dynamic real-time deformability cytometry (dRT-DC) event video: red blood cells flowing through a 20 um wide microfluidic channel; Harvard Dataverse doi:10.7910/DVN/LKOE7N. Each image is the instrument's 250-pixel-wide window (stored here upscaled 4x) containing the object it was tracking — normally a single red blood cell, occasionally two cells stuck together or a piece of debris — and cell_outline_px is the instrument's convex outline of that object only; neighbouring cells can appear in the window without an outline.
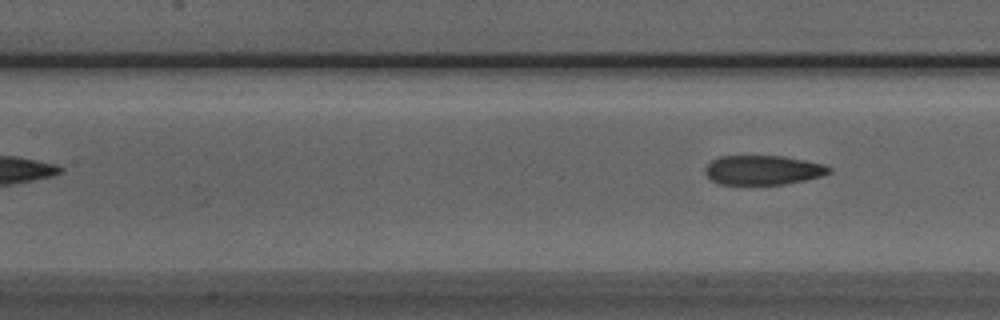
{"species": "Egyptian fruit bat (a non-hibernating species)", "species_latin": "Rousettus aegyptiacus", "temperature_condition": "room temperature", "stored_images_in_passage": 5, "camera_frame_rate_fps": 3000, "um_per_image_px": 0.085, "animal": {"sex": "male"}, "frame": {"image": 1, "passage_image": 5, "time_ms": 1.333, "image_size_px": [1000, 320], "cell_outline_px": [[832, 172], [824, 176], [784, 184], [720, 184], [712, 180], [704, 172], [704, 168], [712, 160], [720, 156], [780, 156], [804, 160], [824, 164], [832, 168]], "centroid_in_image_um": [64.87, 14.45], "position_along_channel_um": 142.5, "area_um2": 21.21}}